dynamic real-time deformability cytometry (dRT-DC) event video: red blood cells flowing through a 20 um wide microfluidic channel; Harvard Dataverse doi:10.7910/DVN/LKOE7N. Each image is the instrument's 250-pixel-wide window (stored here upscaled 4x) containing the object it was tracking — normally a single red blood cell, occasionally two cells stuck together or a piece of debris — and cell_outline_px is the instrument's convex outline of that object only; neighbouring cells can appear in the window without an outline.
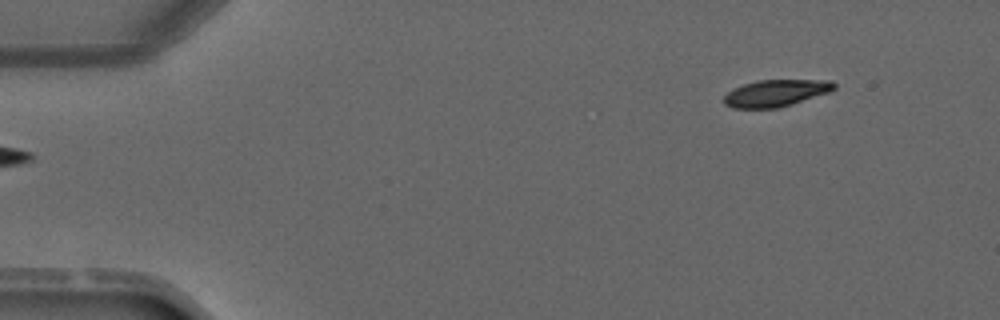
{"species": "common noctule bat (a hibernating species)", "species_latin": "Nyctalus noctula", "temperature_condition": "warm", "stored_images_in_passage": 2, "camera_frame_rate_fps": 3000, "um_per_image_px": 0.085, "animal": {"sex": "male", "forearm_length_mm": 52.5}, "frame": {"image": 1, "passage_image": 2, "time_ms": 1.333, "image_size_px": [1000, 320], "cell_outline_px": [[836, 88], [828, 92], [792, 104], [776, 108], [732, 108], [724, 104], [724, 96], [728, 92], [744, 84], [756, 80], [832, 80], [836, 84]], "centroid_in_image_um": [65.95, 7.91], "position_along_channel_um": 19.1, "area_um2": 17.11}}